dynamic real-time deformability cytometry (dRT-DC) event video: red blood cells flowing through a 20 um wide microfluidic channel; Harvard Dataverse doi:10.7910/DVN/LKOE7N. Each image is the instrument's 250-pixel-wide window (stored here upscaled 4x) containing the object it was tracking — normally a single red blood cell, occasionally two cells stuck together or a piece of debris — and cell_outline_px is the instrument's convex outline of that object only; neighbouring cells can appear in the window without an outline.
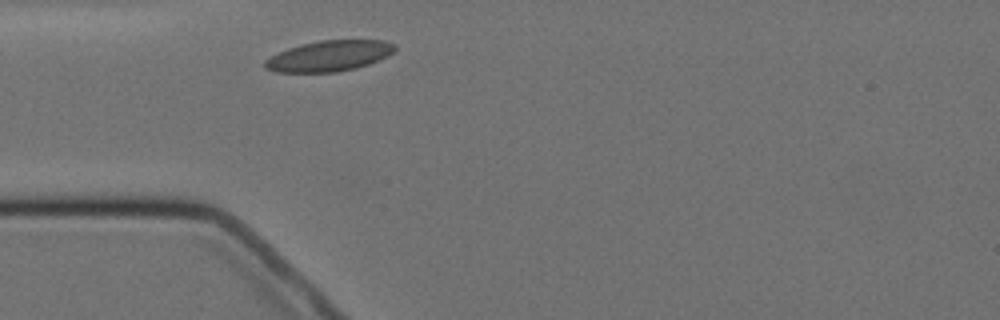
{"species": "Egyptian fruit bat (a non-hibernating species)", "species_latin": "Rousettus aegyptiacus", "temperature_condition": "cold", "stored_images_in_passage": 1, "camera_frame_rate_fps": 3000, "um_per_image_px": 0.085, "animal": {"sex": "female"}, "frame": {"image": 1, "passage_image": 1, "time_ms": 0.0, "image_size_px": [1000, 320], "cell_outline_px": [[396, 48], [388, 56], [368, 64], [356, 68], [336, 72], [276, 72], [264, 68], [264, 60], [288, 48], [300, 44], [320, 40], [384, 40], [396, 44]], "centroid_in_image_um": [27.98, 4.75], "position_along_channel_um": 57.0, "area_um2": 23.24}}